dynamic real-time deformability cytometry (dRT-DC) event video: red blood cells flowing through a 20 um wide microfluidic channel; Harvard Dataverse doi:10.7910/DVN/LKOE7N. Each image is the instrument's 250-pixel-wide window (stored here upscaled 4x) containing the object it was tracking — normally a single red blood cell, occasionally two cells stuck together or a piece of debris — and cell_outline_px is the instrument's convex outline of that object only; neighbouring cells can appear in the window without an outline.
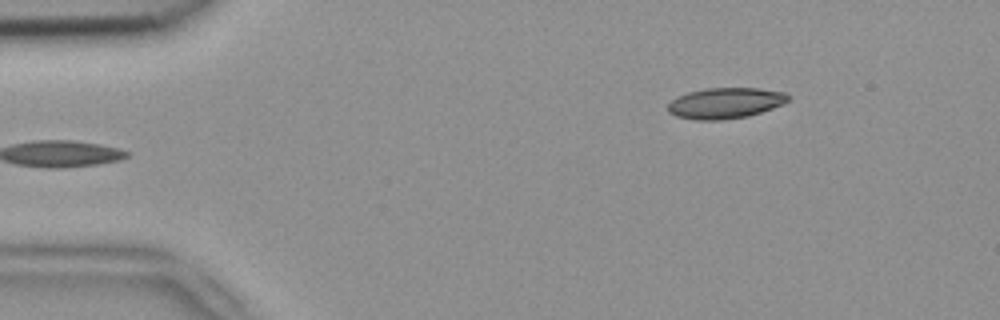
{"species": "common noctule bat (a hibernating species)", "species_latin": "Nyctalus noctula", "temperature_condition": "room temperature", "stored_images_in_passage": 3, "camera_frame_rate_fps": 3000, "um_per_image_px": 0.085, "animal": {"sex": "female", "body_mass_g": 18.4}, "frame": {"image": 1, "passage_image": 1, "time_ms": 0.0, "image_size_px": [1000, 320], "cell_outline_px": [[788, 100], [784, 104], [748, 116], [720, 120], [696, 120], [676, 116], [668, 112], [668, 104], [676, 96], [688, 92], [704, 88], [756, 88], [784, 92], [788, 96]], "centroid_in_image_um": [61.61, 8.76], "position_along_channel_um": 23.4, "area_um2": 21.56}}